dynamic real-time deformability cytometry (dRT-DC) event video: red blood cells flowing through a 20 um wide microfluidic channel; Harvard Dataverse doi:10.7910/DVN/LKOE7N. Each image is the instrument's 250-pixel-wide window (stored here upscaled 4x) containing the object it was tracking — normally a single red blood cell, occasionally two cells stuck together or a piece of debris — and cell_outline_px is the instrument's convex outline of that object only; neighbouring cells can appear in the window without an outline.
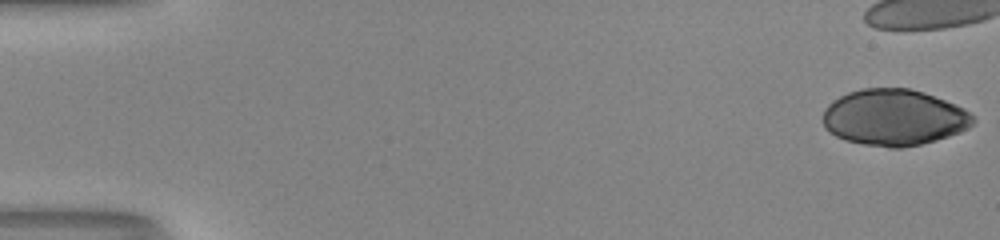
{"species": "human", "species_latin": "Homo sapiens", "temperature_condition": "room temperature", "stored_images_in_passage": 40, "camera_frame_rate_fps": 3000, "um_per_image_px": 0.085, "donor": {"sex": "male"}, "frame": {"image": 1, "passage_image": 1, "time_ms": 0.0, "image_size_px": [1000, 240], "cell_outline_px": [[980, 120], [968, 128], [960, 132], [936, 140], [920, 144], [900, 148], [888, 148], [864, 144], [844, 140], [828, 132], [824, 128], [824, 108], [832, 100], [848, 92], [860, 88], [908, 88], [924, 92], [964, 108], [976, 116]], "centroid_in_image_um": [76.01, 9.98], "position_along_channel_um": 9.0, "area_um2": 49.65}}